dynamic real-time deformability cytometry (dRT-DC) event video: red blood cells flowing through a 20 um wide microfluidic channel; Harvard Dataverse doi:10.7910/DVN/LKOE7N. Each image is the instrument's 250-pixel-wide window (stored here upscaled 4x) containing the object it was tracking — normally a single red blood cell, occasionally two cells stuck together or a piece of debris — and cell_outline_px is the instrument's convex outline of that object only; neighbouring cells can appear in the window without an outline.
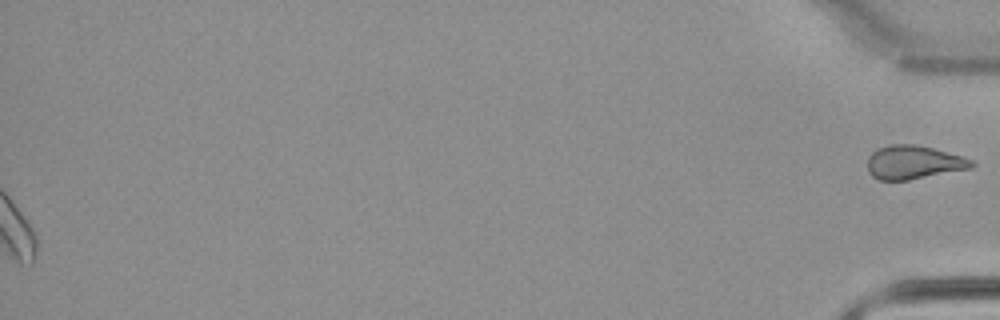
{"species": "common noctule bat (a hibernating species)", "species_latin": "Nyctalus noctula", "temperature_condition": "warm", "stored_images_in_passage": 43, "segment_of_instrument_passage": [2, 2], "camera_frame_rate_fps": 3000, "um_per_image_px": 0.085, "animal": {"sex": "male", "body_mass_g": 21.5, "forearm_length_mm": 52.0}, "frame": {"image": 1, "passage_image": 43, "time_ms": 14.0, "image_size_px": [1000, 320], "cell_outline_px": [[976, 164], [972, 168], [908, 180], [880, 180], [872, 176], [868, 172], [868, 156], [876, 148], [892, 144], [916, 144], [964, 156], [972, 160]], "centroid_in_image_um": [77.66, 13.79], "position_along_channel_um": 357.5, "area_um2": 20.52}}